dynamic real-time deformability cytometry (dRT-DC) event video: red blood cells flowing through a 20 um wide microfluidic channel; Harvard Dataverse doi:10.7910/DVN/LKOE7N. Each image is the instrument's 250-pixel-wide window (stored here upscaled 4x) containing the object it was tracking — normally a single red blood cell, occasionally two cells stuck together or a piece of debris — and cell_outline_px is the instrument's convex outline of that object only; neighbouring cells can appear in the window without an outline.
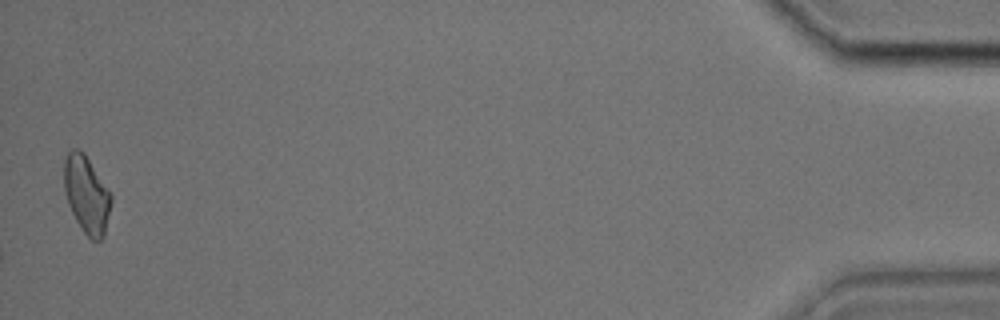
{"species": "common noctule bat (a hibernating species)", "species_latin": "Nyctalus noctula", "temperature_condition": "cold", "stored_images_in_passage": 36, "camera_frame_rate_fps": 3000, "um_per_image_px": 0.085, "animal": {"sex": "male", "body_mass_g": 17.9, "forearm_length_mm": 54.2}, "frame": {"image": 1, "passage_image": 36, "time_ms": 11.667, "image_size_px": [1000, 320], "cell_outline_px": [[112, 200], [104, 236], [100, 240], [92, 240], [84, 232], [76, 220], [68, 204], [64, 192], [64, 160], [68, 152], [72, 148], [80, 148], [84, 152], [112, 196]], "centroid_in_image_um": [7.34, 16.51], "position_along_channel_um": 427.9, "area_um2": 21.1}}